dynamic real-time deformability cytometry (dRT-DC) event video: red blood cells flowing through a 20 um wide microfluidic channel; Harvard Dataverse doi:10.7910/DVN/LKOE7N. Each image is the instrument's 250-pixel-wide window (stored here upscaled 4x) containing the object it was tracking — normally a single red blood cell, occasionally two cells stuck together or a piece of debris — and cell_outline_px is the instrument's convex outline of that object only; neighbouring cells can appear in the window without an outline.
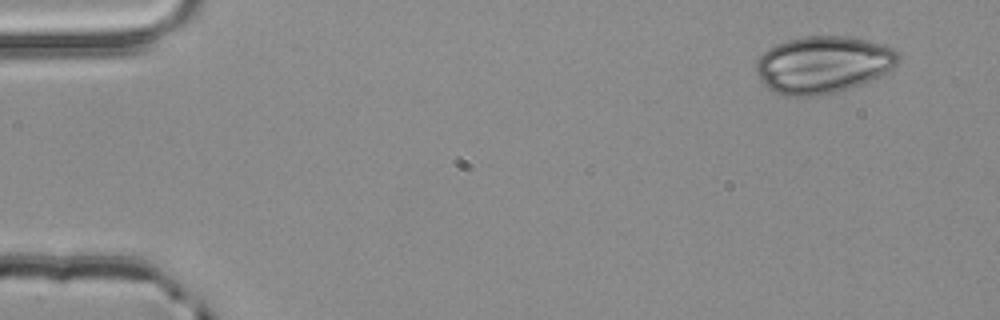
{"species": "common noctule bat (a hibernating species)", "species_latin": "Nyctalus noctula", "temperature_condition": "room temperature", "stored_images_in_passage": 3, "camera_frame_rate_fps": 3000, "um_per_image_px": 0.085, "animal": {"sex": "male", "body_mass_g": 20.4}, "frame": {"image": 1, "passage_image": 1, "time_ms": 0.0, "image_size_px": [1000, 320], "cell_outline_px": [[900, 60], [888, 72], [876, 80], [848, 88], [816, 96], [784, 96], [772, 92], [760, 80], [756, 72], [756, 60], [768, 48], [776, 44], [788, 40], [804, 36], [848, 36], [884, 44], [892, 48], [900, 56]], "centroid_in_image_um": [69.97, 5.5], "position_along_channel_um": 15.0, "area_um2": 47.69}}